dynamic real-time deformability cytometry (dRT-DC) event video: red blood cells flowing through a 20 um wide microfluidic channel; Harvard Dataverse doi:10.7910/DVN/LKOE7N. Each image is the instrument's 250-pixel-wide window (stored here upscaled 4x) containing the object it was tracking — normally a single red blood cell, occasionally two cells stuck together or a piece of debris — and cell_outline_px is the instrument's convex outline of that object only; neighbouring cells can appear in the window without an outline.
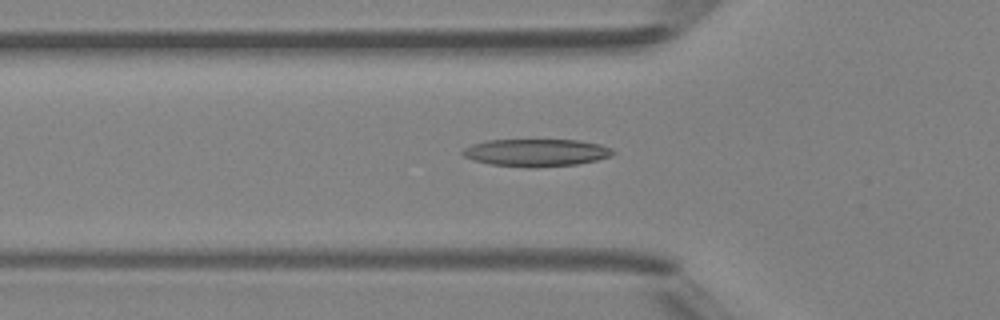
{"species": "Egyptian fruit bat (a non-hibernating species)", "species_latin": "Rousettus aegyptiacus", "temperature_condition": "room temperature", "stored_images_in_passage": 43, "camera_frame_rate_fps": 3000, "um_per_image_px": 0.085, "animal": {"sex": "female"}, "frame": {"image": 1, "passage_image": 17, "time_ms": 5.333, "image_size_px": [1000, 320], "cell_outline_px": [[616, 152], [612, 156], [596, 160], [576, 164], [536, 168], [524, 168], [492, 164], [472, 160], [464, 156], [460, 152], [464, 148], [472, 144], [488, 140], [576, 140], [600, 144], [612, 148]], "centroid_in_image_um": [45.58, 12.98], "position_along_channel_um": 80.2, "area_um2": 24.22}}
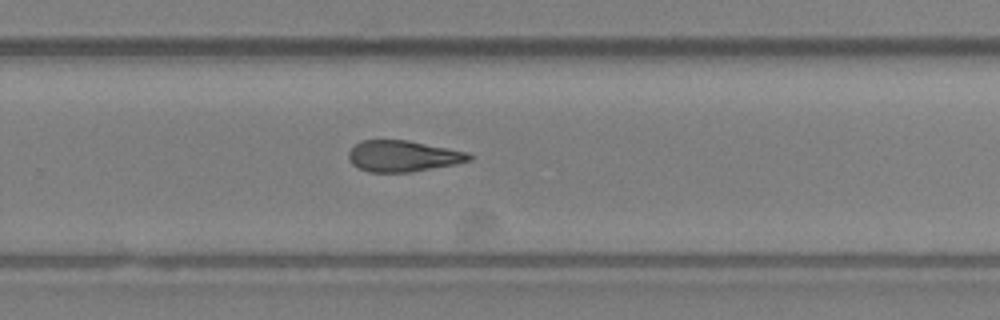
{"frame": {"image": 2, "passage_image": 32, "time_ms": 10.333, "image_size_px": [1000, 320], "cell_outline_px": [[472, 160], [456, 164], [408, 172], [368, 172], [352, 164], [348, 160], [348, 152], [360, 140], [408, 140], [468, 152], [472, 156]], "centroid_in_image_um": [34.24, 13.26], "position_along_channel_um": 295.6, "area_um2": 21.85}}
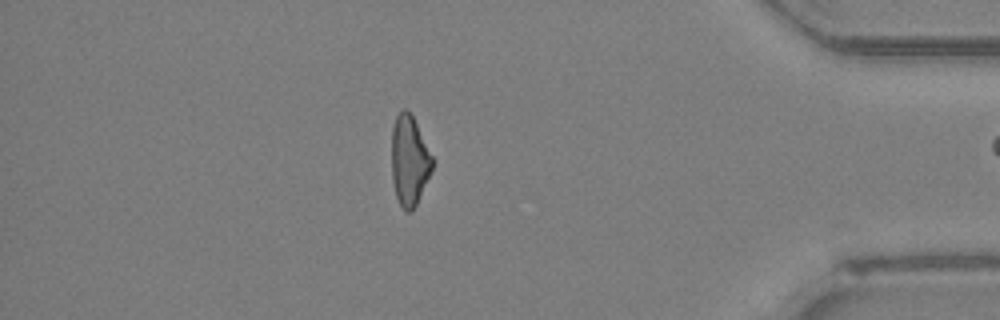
{"frame": {"image": 3, "passage_image": 42, "time_ms": 13.667, "image_size_px": [1000, 320], "cell_outline_px": [[432, 168], [416, 204], [412, 212], [408, 212], [400, 204], [396, 196], [392, 180], [392, 128], [396, 116], [404, 108], [408, 108], [432, 156]], "centroid_in_image_um": [34.77, 13.63], "position_along_channel_um": 400.4, "area_um2": 20.87}}